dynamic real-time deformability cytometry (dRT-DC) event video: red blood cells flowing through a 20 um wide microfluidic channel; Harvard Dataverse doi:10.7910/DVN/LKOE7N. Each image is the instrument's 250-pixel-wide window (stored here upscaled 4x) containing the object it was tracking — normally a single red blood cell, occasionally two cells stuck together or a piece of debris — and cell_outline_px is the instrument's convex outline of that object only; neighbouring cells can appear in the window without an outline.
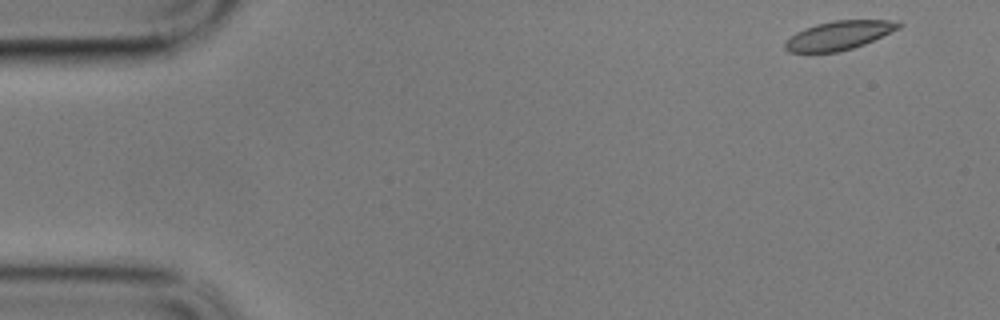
{"species": "common noctule bat (a hibernating species)", "species_latin": "Nyctalus noctula", "temperature_condition": "cold", "stored_images_in_passage": 57, "camera_frame_rate_fps": 3000, "um_per_image_px": 0.085, "animal": {"sex": "male", "body_mass_g": 17.9}, "frame": {"image": 1, "passage_image": 1, "time_ms": 0.0, "image_size_px": [1000, 320], "cell_outline_px": [[904, 24], [900, 28], [864, 44], [852, 48], [836, 52], [788, 52], [784, 48], [784, 44], [796, 32], [804, 28], [816, 24], [836, 20], [888, 20]], "centroid_in_image_um": [71.3, 3.0], "position_along_channel_um": 13.7, "area_um2": 18.84}}
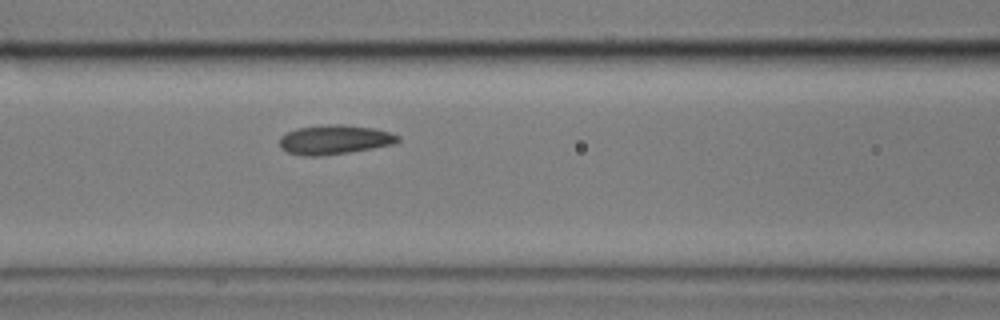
{"frame": {"image": 2, "passage_image": 22, "time_ms": 7.0, "image_size_px": [1000, 320], "cell_outline_px": [[400, 140], [392, 144], [372, 148], [348, 152], [320, 156], [304, 156], [288, 152], [280, 148], [280, 136], [296, 128], [328, 124], [344, 124], [372, 128], [388, 132], [400, 136]], "centroid_in_image_um": [28.4, 11.86], "position_along_channel_um": 138.2, "area_um2": 20.11}}
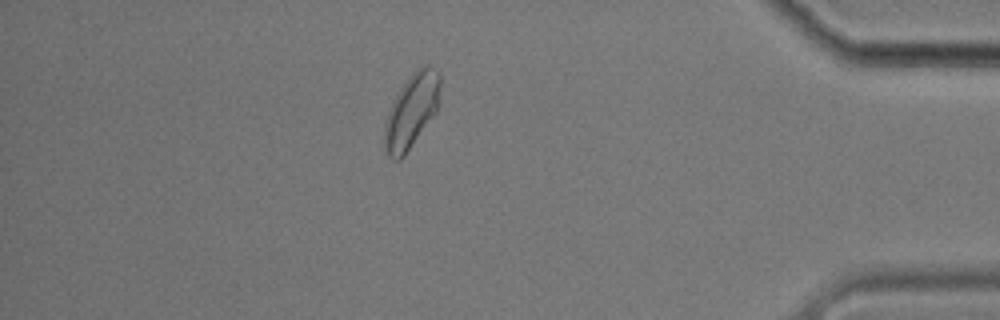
{"frame": {"image": 3, "passage_image": 49, "time_ms": 16.0, "image_size_px": [1000, 320], "cell_outline_px": [[440, 104], [436, 112], [404, 156], [400, 160], [392, 160], [384, 152], [384, 124], [388, 112], [400, 88], [412, 72], [424, 64], [428, 64], [440, 72]], "centroid_in_image_um": [34.99, 9.42], "position_along_channel_um": 400.2, "area_um2": 24.28}, "authors_computed_cell_mechanics": {"area_um2": 20.1144, "velocity_mm_per_s": 3.3468, "shape_relaxation_time_tau1_ms": 8.9139, "shape_relaxation_time_tau2_ms": 1.7074, "deformation_change_tau1": 0.1271, "deformation_change_tau2": 0.0497}}